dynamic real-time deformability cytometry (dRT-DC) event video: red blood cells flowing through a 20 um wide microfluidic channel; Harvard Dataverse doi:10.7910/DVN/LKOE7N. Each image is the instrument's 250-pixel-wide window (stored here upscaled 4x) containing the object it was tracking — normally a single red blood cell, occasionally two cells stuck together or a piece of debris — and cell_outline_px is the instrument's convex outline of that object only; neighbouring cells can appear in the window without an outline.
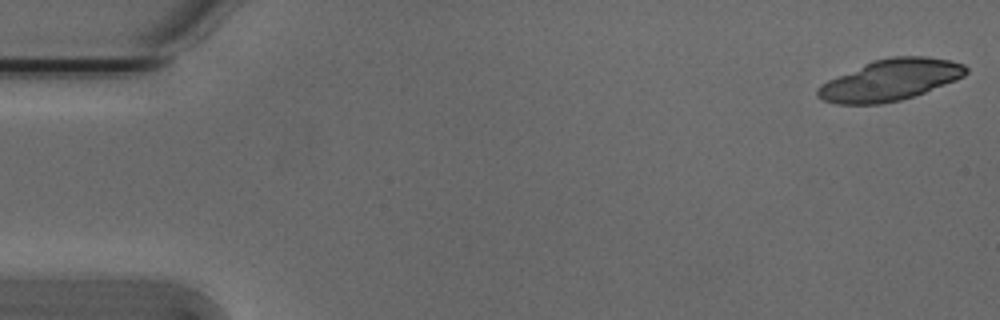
{"species": "Egyptian fruit bat (a non-hibernating species)", "species_latin": "Rousettus aegyptiacus", "temperature_condition": "cold", "stored_images_in_passage": 18, "camera_frame_rate_fps": 3000, "um_per_image_px": 0.085, "animal": {"sex": "male"}, "frame": {"image": 1, "passage_image": 1, "time_ms": 0.0, "image_size_px": [1000, 320], "cell_outline_px": [[968, 72], [964, 76], [956, 80], [924, 92], [900, 100], [880, 104], [836, 104], [824, 100], [816, 96], [816, 88], [820, 84], [828, 80], [872, 60], [892, 56], [924, 56], [948, 60], [964, 64], [968, 68]], "centroid_in_image_um": [75.65, 6.8], "position_along_channel_um": 9.3, "area_um2": 35.55}}